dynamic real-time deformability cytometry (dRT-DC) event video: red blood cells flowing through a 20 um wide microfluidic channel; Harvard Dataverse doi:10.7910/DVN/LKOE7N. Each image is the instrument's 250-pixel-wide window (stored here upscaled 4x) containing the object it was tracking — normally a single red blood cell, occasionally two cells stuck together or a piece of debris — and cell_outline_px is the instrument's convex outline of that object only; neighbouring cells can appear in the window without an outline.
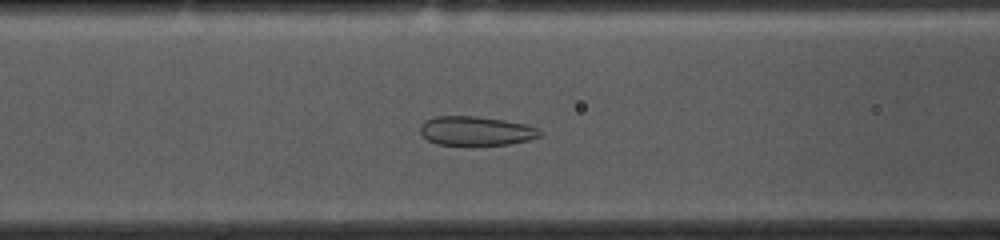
{"species": "common noctule bat (a hibernating species)", "species_latin": "Nyctalus noctula", "temperature_condition": "cold", "stored_images_in_passage": 38, "camera_frame_rate_fps": 3000, "um_per_image_px": 0.085, "animal": {"sex": "female", "body_mass_g": 10.0, "forearm_length_mm": 53.1}, "frame": {"image": 1, "passage_image": 5, "time_ms": 1.333, "image_size_px": [1000, 240], "cell_outline_px": [[540, 136], [528, 140], [508, 144], [436, 144], [428, 140], [420, 132], [420, 124], [424, 120], [436, 116], [476, 116], [504, 120], [524, 124], [540, 128]], "centroid_in_image_um": [40.43, 11.11], "position_along_channel_um": 126.2, "area_um2": 20.11}}
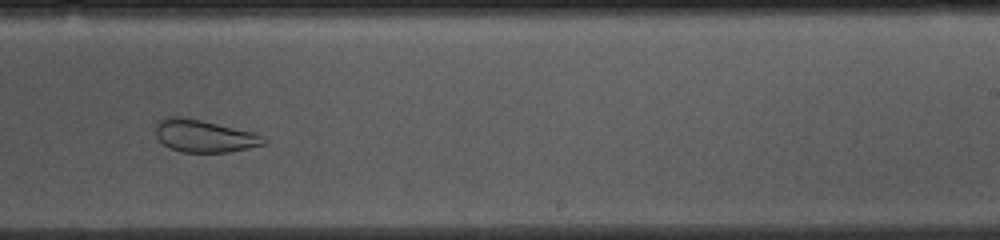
{"frame": {"image": 2, "passage_image": 17, "time_ms": 5.333, "image_size_px": [1000, 240], "cell_outline_px": [[268, 144], [228, 152], [180, 152], [168, 148], [156, 136], [156, 120], [164, 116], [180, 116], [200, 120], [256, 132], [264, 136], [268, 140]], "centroid_in_image_um": [17.37, 11.55], "position_along_channel_um": 271.6, "area_um2": 20.81}}
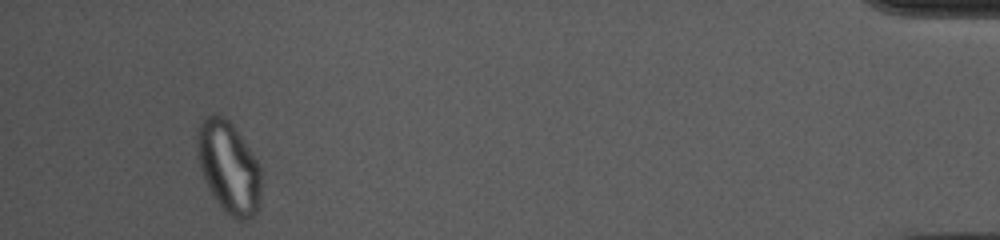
{"frame": {"image": 3, "passage_image": 35, "time_ms": 11.333, "image_size_px": [1000, 240], "cell_outline_px": [[260, 200], [256, 212], [248, 220], [236, 220], [216, 200], [208, 188], [200, 168], [196, 148], [196, 136], [200, 120], [204, 116], [212, 112], [216, 112], [224, 116], [232, 124], [256, 160], [260, 168]], "centroid_in_image_um": [19.4, 14.16], "position_along_channel_um": 415.8, "area_um2": 34.1}}